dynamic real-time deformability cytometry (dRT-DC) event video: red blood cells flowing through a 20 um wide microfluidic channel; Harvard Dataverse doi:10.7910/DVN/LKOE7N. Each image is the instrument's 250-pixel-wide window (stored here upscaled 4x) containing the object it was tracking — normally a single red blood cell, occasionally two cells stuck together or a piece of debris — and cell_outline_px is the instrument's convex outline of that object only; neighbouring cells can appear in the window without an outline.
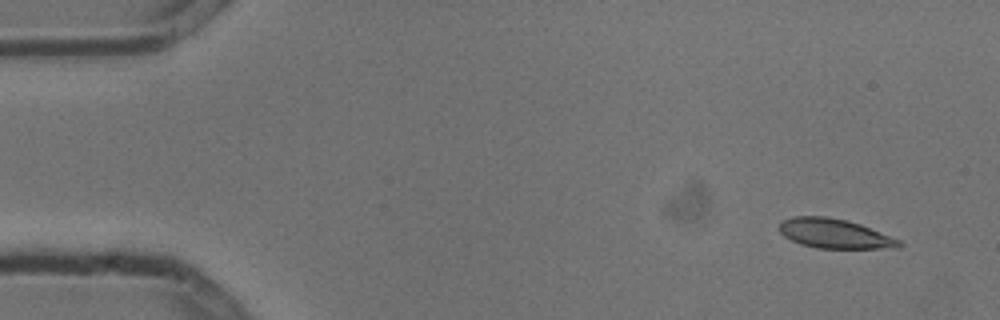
{"species": "common noctule bat (a hibernating species)", "species_latin": "Nyctalus noctula", "temperature_condition": "cold", "stored_images_in_passage": 5, "camera_frame_rate_fps": 3000, "um_per_image_px": 0.085, "animal": {"sex": "male", "body_mass_g": 13.3}, "frame": {"image": 1, "passage_image": 1, "time_ms": 0.0, "image_size_px": [1000, 320], "cell_outline_px": [[904, 244], [900, 248], [816, 248], [800, 244], [784, 236], [780, 232], [780, 220], [792, 216], [824, 216], [848, 220], [860, 224], [900, 240]], "centroid_in_image_um": [70.93, 19.85], "position_along_channel_um": 14.1, "area_um2": 20.63}}
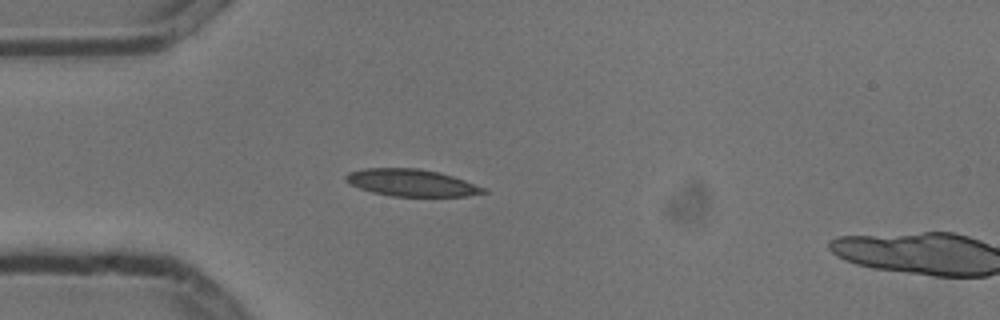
{"frame": {"image": 2, "passage_image": 4, "time_ms": 1.0, "image_size_px": [1000, 320], "cell_outline_px": [[488, 192], [468, 196], [392, 196], [372, 192], [360, 188], [344, 180], [344, 176], [348, 172], [364, 168], [420, 168], [440, 172], [488, 188]], "centroid_in_image_um": [35.0, 15.53], "position_along_channel_um": 50.0, "area_um2": 21.79}}